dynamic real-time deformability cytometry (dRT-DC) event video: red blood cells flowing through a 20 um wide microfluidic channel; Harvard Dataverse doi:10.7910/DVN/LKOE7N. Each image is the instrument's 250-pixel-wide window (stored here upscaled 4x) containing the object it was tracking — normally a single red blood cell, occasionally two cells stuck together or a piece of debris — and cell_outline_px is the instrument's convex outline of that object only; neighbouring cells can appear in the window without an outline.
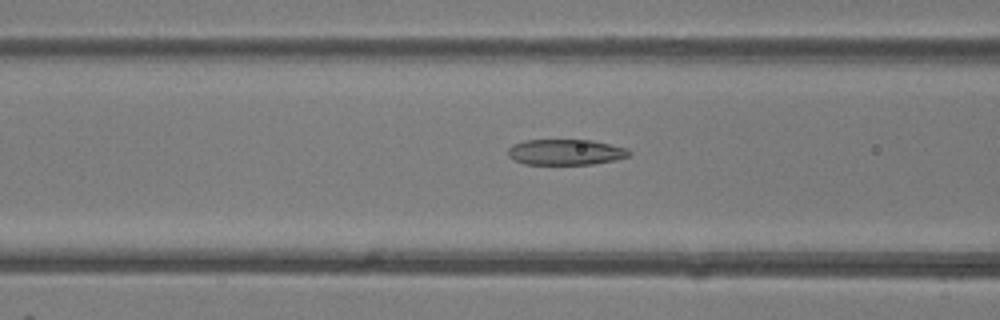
{"species": "common noctule bat (a hibernating species)", "species_latin": "Nyctalus noctula", "temperature_condition": "room temperature", "stored_images_in_passage": 50, "camera_frame_rate_fps": 3000, "um_per_image_px": 0.085, "animal": {"sex": "female"}, "frame": {"image": 1, "passage_image": 20, "time_ms": 6.333, "image_size_px": [1000, 320], "cell_outline_px": [[632, 152], [628, 156], [616, 160], [592, 164], [524, 164], [508, 156], [508, 148], [512, 144], [524, 140], [592, 140], [628, 148]], "centroid_in_image_um": [48.09, 12.92], "position_along_channel_um": 118.5, "area_um2": 18.21}}
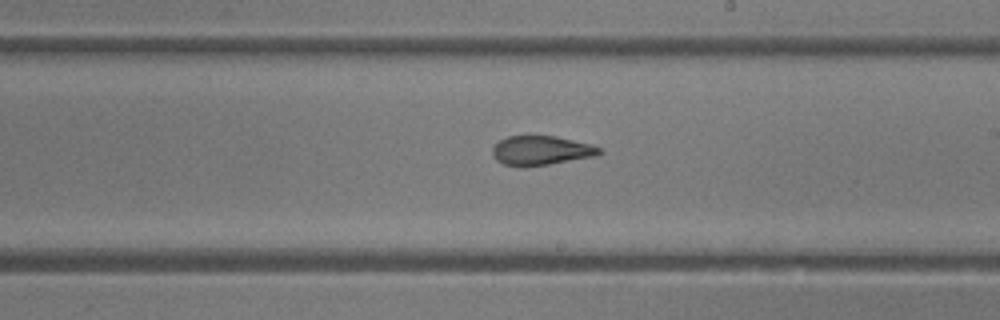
{"frame": {"image": 2, "passage_image": 29, "time_ms": 9.333, "image_size_px": [1000, 320], "cell_outline_px": [[604, 152], [596, 156], [548, 164], [520, 168], [504, 164], [496, 160], [492, 152], [492, 148], [500, 140], [508, 136], [556, 136], [588, 144], [600, 148]], "centroid_in_image_um": [45.97, 12.81], "position_along_channel_um": 243.0, "area_um2": 18.21}}
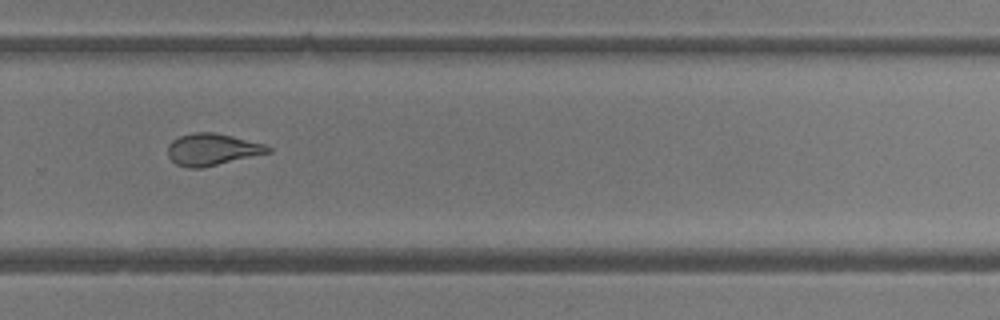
{"frame": {"image": 3, "passage_image": 34, "time_ms": 11.0, "image_size_px": [1000, 320], "cell_outline_px": [[272, 152], [200, 168], [188, 168], [176, 164], [168, 156], [168, 144], [172, 140], [180, 136], [192, 132], [216, 132], [264, 144], [272, 148]], "centroid_in_image_um": [18.02, 12.69], "position_along_channel_um": 311.8, "area_um2": 18.55}, "authors_computed_cell_mechanics": {"area_um2": 20.2589, "velocity_mm_per_s": 4.1386, "shape_relaxation_time_tau1_ms": null, "shape_relaxation_time_tau2_ms": 1.7897, "deformation_change_tau1": null, "deformation_change_tau2": 0.0975}}